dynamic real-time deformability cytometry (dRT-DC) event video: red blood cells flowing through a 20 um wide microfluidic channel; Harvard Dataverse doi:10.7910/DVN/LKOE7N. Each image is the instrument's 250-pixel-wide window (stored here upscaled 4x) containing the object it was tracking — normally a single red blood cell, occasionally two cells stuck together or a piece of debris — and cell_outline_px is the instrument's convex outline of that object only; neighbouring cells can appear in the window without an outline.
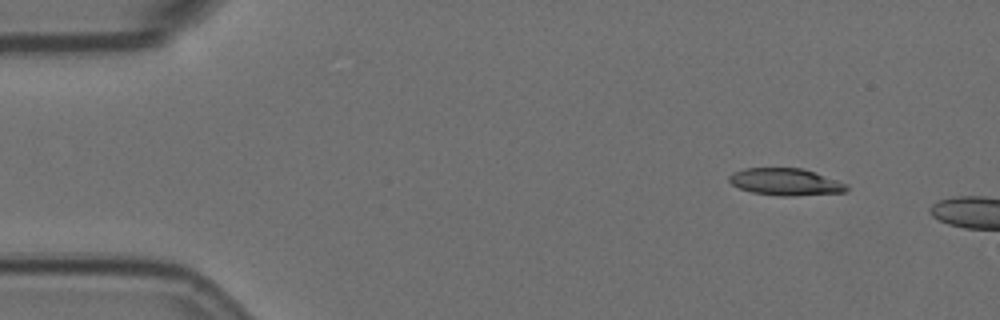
{"species": "Egyptian fruit bat (a non-hibernating species)", "species_latin": "Rousettus aegyptiacus", "temperature_condition": "room temperature", "stored_images_in_passage": 5, "camera_frame_rate_fps": 3000, "um_per_image_px": 0.085, "animal": {"sex": "female"}, "frame": {"image": 1, "passage_image": 1, "time_ms": 0.0, "image_size_px": [1000, 320], "cell_outline_px": [[848, 192], [796, 196], [780, 196], [752, 192], [740, 188], [732, 184], [728, 180], [728, 176], [732, 172], [744, 168], [800, 168], [848, 184]], "centroid_in_image_um": [66.76, 15.47], "position_along_channel_um": 18.2, "area_um2": 18.5}}